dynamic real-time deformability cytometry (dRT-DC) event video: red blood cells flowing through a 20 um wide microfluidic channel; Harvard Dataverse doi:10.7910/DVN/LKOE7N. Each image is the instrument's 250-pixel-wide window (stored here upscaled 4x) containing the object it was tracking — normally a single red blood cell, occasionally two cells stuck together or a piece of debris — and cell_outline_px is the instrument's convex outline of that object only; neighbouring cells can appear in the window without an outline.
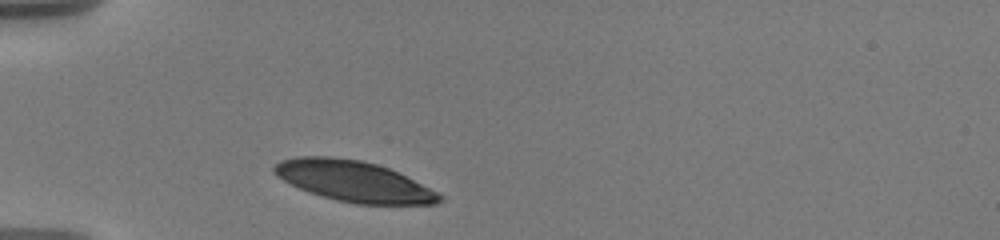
{"species": "human", "species_latin": "Homo sapiens", "temperature_condition": "warm", "stored_images_in_passage": 1, "camera_frame_rate_fps": 3000, "um_per_image_px": 0.085, "donor": {"sex": "male"}, "frame": {"image": 1, "passage_image": 1, "time_ms": 0.0, "image_size_px": [1000, 240], "cell_outline_px": [[444, 200], [436, 204], [356, 204], [336, 200], [320, 196], [308, 192], [276, 176], [272, 172], [272, 168], [280, 160], [296, 156], [332, 156], [360, 160], [376, 164], [400, 172], [444, 196]], "centroid_in_image_um": [30.06, 15.4], "position_along_channel_um": 54.9, "area_um2": 39.42}}